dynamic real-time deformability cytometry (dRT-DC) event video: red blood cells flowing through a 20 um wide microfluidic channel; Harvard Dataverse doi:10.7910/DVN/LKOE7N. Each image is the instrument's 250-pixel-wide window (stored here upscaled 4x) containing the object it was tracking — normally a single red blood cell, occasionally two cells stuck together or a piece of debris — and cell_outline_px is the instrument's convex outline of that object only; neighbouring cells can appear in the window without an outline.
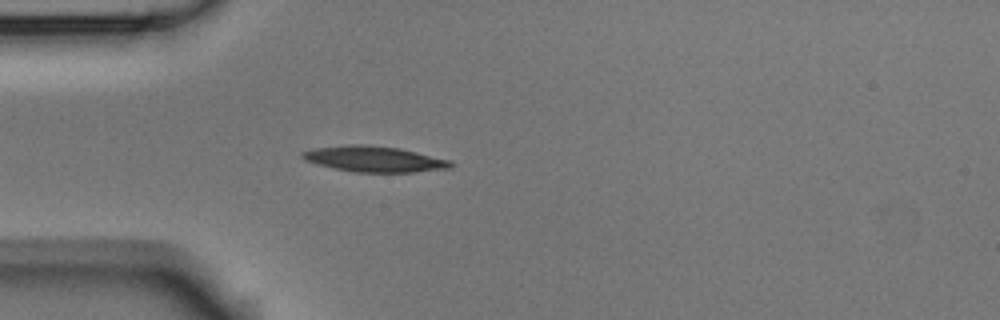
{"species": "Egyptian fruit bat (a non-hibernating species)", "species_latin": "Rousettus aegyptiacus", "temperature_condition": "room temperature", "stored_images_in_passage": 5, "camera_frame_rate_fps": 3000, "um_per_image_px": 0.085, "animal": {"sex": "male"}, "frame": {"image": 1, "passage_image": 5, "time_ms": 1.333, "image_size_px": [1000, 320], "cell_outline_px": [[456, 164], [452, 168], [412, 172], [356, 172], [336, 168], [304, 160], [300, 156], [300, 152], [316, 148], [348, 144], [364, 144], [400, 148], [452, 160]], "centroid_in_image_um": [31.88, 13.51], "position_along_channel_um": 53.1, "area_um2": 22.31}}